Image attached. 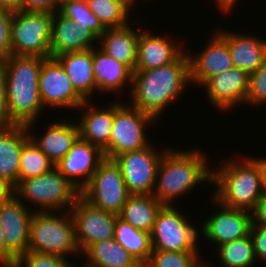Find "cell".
<instances>
[{
    "instance_id": "6da1fadb",
    "label": "cell",
    "mask_w": 266,
    "mask_h": 267,
    "mask_svg": "<svg viewBox=\"0 0 266 267\" xmlns=\"http://www.w3.org/2000/svg\"><path fill=\"white\" fill-rule=\"evenodd\" d=\"M188 85H191L189 57L185 51L170 64L149 70H134L132 86L127 88L131 89L128 103L159 121L164 110L181 98Z\"/></svg>"
},
{
    "instance_id": "d6a6232c",
    "label": "cell",
    "mask_w": 266,
    "mask_h": 267,
    "mask_svg": "<svg viewBox=\"0 0 266 267\" xmlns=\"http://www.w3.org/2000/svg\"><path fill=\"white\" fill-rule=\"evenodd\" d=\"M53 167L54 164L49 158L29 139L22 147L18 183L21 180L43 175Z\"/></svg>"
},
{
    "instance_id": "ba28073f",
    "label": "cell",
    "mask_w": 266,
    "mask_h": 267,
    "mask_svg": "<svg viewBox=\"0 0 266 267\" xmlns=\"http://www.w3.org/2000/svg\"><path fill=\"white\" fill-rule=\"evenodd\" d=\"M177 205H163L151 232L153 250L166 252L199 251L200 232ZM179 209V210H178ZM195 225V226H194Z\"/></svg>"
},
{
    "instance_id": "484cf974",
    "label": "cell",
    "mask_w": 266,
    "mask_h": 267,
    "mask_svg": "<svg viewBox=\"0 0 266 267\" xmlns=\"http://www.w3.org/2000/svg\"><path fill=\"white\" fill-rule=\"evenodd\" d=\"M128 24L118 28H107L98 39V47L134 72L137 59L139 33L144 29Z\"/></svg>"
},
{
    "instance_id": "5b68a950",
    "label": "cell",
    "mask_w": 266,
    "mask_h": 267,
    "mask_svg": "<svg viewBox=\"0 0 266 267\" xmlns=\"http://www.w3.org/2000/svg\"><path fill=\"white\" fill-rule=\"evenodd\" d=\"M28 250L64 258L82 257L76 242L75 223L71 212H33Z\"/></svg>"
},
{
    "instance_id": "44dd1931",
    "label": "cell",
    "mask_w": 266,
    "mask_h": 267,
    "mask_svg": "<svg viewBox=\"0 0 266 267\" xmlns=\"http://www.w3.org/2000/svg\"><path fill=\"white\" fill-rule=\"evenodd\" d=\"M99 37L90 29H80L59 11L53 13L51 23L50 57L93 49ZM96 43V44H95Z\"/></svg>"
},
{
    "instance_id": "f1b7e54d",
    "label": "cell",
    "mask_w": 266,
    "mask_h": 267,
    "mask_svg": "<svg viewBox=\"0 0 266 267\" xmlns=\"http://www.w3.org/2000/svg\"><path fill=\"white\" fill-rule=\"evenodd\" d=\"M82 257L96 267H143L114 238L90 245L82 253Z\"/></svg>"
},
{
    "instance_id": "d4e9b609",
    "label": "cell",
    "mask_w": 266,
    "mask_h": 267,
    "mask_svg": "<svg viewBox=\"0 0 266 267\" xmlns=\"http://www.w3.org/2000/svg\"><path fill=\"white\" fill-rule=\"evenodd\" d=\"M29 139L26 126L0 123V176L14 186L18 184L22 147Z\"/></svg>"
},
{
    "instance_id": "83f0119b",
    "label": "cell",
    "mask_w": 266,
    "mask_h": 267,
    "mask_svg": "<svg viewBox=\"0 0 266 267\" xmlns=\"http://www.w3.org/2000/svg\"><path fill=\"white\" fill-rule=\"evenodd\" d=\"M163 205L151 195H130L118 215L134 228L152 232L158 211Z\"/></svg>"
},
{
    "instance_id": "74e56055",
    "label": "cell",
    "mask_w": 266,
    "mask_h": 267,
    "mask_svg": "<svg viewBox=\"0 0 266 267\" xmlns=\"http://www.w3.org/2000/svg\"><path fill=\"white\" fill-rule=\"evenodd\" d=\"M13 11L0 8V60L12 55L11 47V21Z\"/></svg>"
},
{
    "instance_id": "e575fe53",
    "label": "cell",
    "mask_w": 266,
    "mask_h": 267,
    "mask_svg": "<svg viewBox=\"0 0 266 267\" xmlns=\"http://www.w3.org/2000/svg\"><path fill=\"white\" fill-rule=\"evenodd\" d=\"M59 12L71 19L80 29H90L98 37L105 31L98 18L89 9L86 0L64 2Z\"/></svg>"
},
{
    "instance_id": "b9f144b4",
    "label": "cell",
    "mask_w": 266,
    "mask_h": 267,
    "mask_svg": "<svg viewBox=\"0 0 266 267\" xmlns=\"http://www.w3.org/2000/svg\"><path fill=\"white\" fill-rule=\"evenodd\" d=\"M17 257L7 248L3 232L0 226V266L1 267H15Z\"/></svg>"
},
{
    "instance_id": "3957f363",
    "label": "cell",
    "mask_w": 266,
    "mask_h": 267,
    "mask_svg": "<svg viewBox=\"0 0 266 267\" xmlns=\"http://www.w3.org/2000/svg\"><path fill=\"white\" fill-rule=\"evenodd\" d=\"M251 156H231L212 168L215 189L209 196L225 207L252 212L263 195V186L262 156Z\"/></svg>"
},
{
    "instance_id": "ac0fdd59",
    "label": "cell",
    "mask_w": 266,
    "mask_h": 267,
    "mask_svg": "<svg viewBox=\"0 0 266 267\" xmlns=\"http://www.w3.org/2000/svg\"><path fill=\"white\" fill-rule=\"evenodd\" d=\"M104 158L103 151L98 146L79 137L66 156L54 167L81 191Z\"/></svg>"
},
{
    "instance_id": "9a60e30c",
    "label": "cell",
    "mask_w": 266,
    "mask_h": 267,
    "mask_svg": "<svg viewBox=\"0 0 266 267\" xmlns=\"http://www.w3.org/2000/svg\"><path fill=\"white\" fill-rule=\"evenodd\" d=\"M250 74L233 67L231 70L210 77L200 88H204L206 97L219 112H233L241 105L249 89Z\"/></svg>"
},
{
    "instance_id": "30bf717a",
    "label": "cell",
    "mask_w": 266,
    "mask_h": 267,
    "mask_svg": "<svg viewBox=\"0 0 266 267\" xmlns=\"http://www.w3.org/2000/svg\"><path fill=\"white\" fill-rule=\"evenodd\" d=\"M130 195L119 165L109 158L99 163L93 177L80 191V196L92 206L117 216Z\"/></svg>"
},
{
    "instance_id": "9c48e42d",
    "label": "cell",
    "mask_w": 266,
    "mask_h": 267,
    "mask_svg": "<svg viewBox=\"0 0 266 267\" xmlns=\"http://www.w3.org/2000/svg\"><path fill=\"white\" fill-rule=\"evenodd\" d=\"M53 13L13 11L11 21L12 54L50 58Z\"/></svg>"
},
{
    "instance_id": "603a6c76",
    "label": "cell",
    "mask_w": 266,
    "mask_h": 267,
    "mask_svg": "<svg viewBox=\"0 0 266 267\" xmlns=\"http://www.w3.org/2000/svg\"><path fill=\"white\" fill-rule=\"evenodd\" d=\"M227 41L233 66L249 74L255 72L266 60V39L256 34L216 29ZM236 32V33H235Z\"/></svg>"
},
{
    "instance_id": "8fae6325",
    "label": "cell",
    "mask_w": 266,
    "mask_h": 267,
    "mask_svg": "<svg viewBox=\"0 0 266 267\" xmlns=\"http://www.w3.org/2000/svg\"><path fill=\"white\" fill-rule=\"evenodd\" d=\"M168 148L157 149V146L150 143L143 149L127 152L114 158L131 195L152 194L160 161Z\"/></svg>"
},
{
    "instance_id": "c3c4849f",
    "label": "cell",
    "mask_w": 266,
    "mask_h": 267,
    "mask_svg": "<svg viewBox=\"0 0 266 267\" xmlns=\"http://www.w3.org/2000/svg\"><path fill=\"white\" fill-rule=\"evenodd\" d=\"M121 2H123L125 5H127L131 10L134 11V7L135 5H138V3L141 1V0H119ZM139 1V2H137Z\"/></svg>"
},
{
    "instance_id": "ab89813d",
    "label": "cell",
    "mask_w": 266,
    "mask_h": 267,
    "mask_svg": "<svg viewBox=\"0 0 266 267\" xmlns=\"http://www.w3.org/2000/svg\"><path fill=\"white\" fill-rule=\"evenodd\" d=\"M59 0H21V10L55 13L59 11Z\"/></svg>"
},
{
    "instance_id": "836d02e7",
    "label": "cell",
    "mask_w": 266,
    "mask_h": 267,
    "mask_svg": "<svg viewBox=\"0 0 266 267\" xmlns=\"http://www.w3.org/2000/svg\"><path fill=\"white\" fill-rule=\"evenodd\" d=\"M203 263L201 251L166 252L153 250L148 262L143 267H200Z\"/></svg>"
},
{
    "instance_id": "d590c367",
    "label": "cell",
    "mask_w": 266,
    "mask_h": 267,
    "mask_svg": "<svg viewBox=\"0 0 266 267\" xmlns=\"http://www.w3.org/2000/svg\"><path fill=\"white\" fill-rule=\"evenodd\" d=\"M70 258L28 250L18 259L15 267H71Z\"/></svg>"
},
{
    "instance_id": "8992f818",
    "label": "cell",
    "mask_w": 266,
    "mask_h": 267,
    "mask_svg": "<svg viewBox=\"0 0 266 267\" xmlns=\"http://www.w3.org/2000/svg\"><path fill=\"white\" fill-rule=\"evenodd\" d=\"M15 195L26 206L34 205V212L70 211L80 191L53 167L43 175L21 180L15 186Z\"/></svg>"
},
{
    "instance_id": "1f68e13d",
    "label": "cell",
    "mask_w": 266,
    "mask_h": 267,
    "mask_svg": "<svg viewBox=\"0 0 266 267\" xmlns=\"http://www.w3.org/2000/svg\"><path fill=\"white\" fill-rule=\"evenodd\" d=\"M86 2L105 29L130 24L133 11L123 2L119 0H86Z\"/></svg>"
},
{
    "instance_id": "8d00e7d4",
    "label": "cell",
    "mask_w": 266,
    "mask_h": 267,
    "mask_svg": "<svg viewBox=\"0 0 266 267\" xmlns=\"http://www.w3.org/2000/svg\"><path fill=\"white\" fill-rule=\"evenodd\" d=\"M266 104V60L255 72L250 74L245 106L257 109Z\"/></svg>"
},
{
    "instance_id": "cb8c5ba5",
    "label": "cell",
    "mask_w": 266,
    "mask_h": 267,
    "mask_svg": "<svg viewBox=\"0 0 266 267\" xmlns=\"http://www.w3.org/2000/svg\"><path fill=\"white\" fill-rule=\"evenodd\" d=\"M93 73L98 93H123L124 89L132 86L133 72L123 63L109 56L98 45L92 49Z\"/></svg>"
},
{
    "instance_id": "e0dca14e",
    "label": "cell",
    "mask_w": 266,
    "mask_h": 267,
    "mask_svg": "<svg viewBox=\"0 0 266 267\" xmlns=\"http://www.w3.org/2000/svg\"><path fill=\"white\" fill-rule=\"evenodd\" d=\"M33 212L16 195L0 204V226L5 243L17 258L28 251Z\"/></svg>"
},
{
    "instance_id": "f907efd6",
    "label": "cell",
    "mask_w": 266,
    "mask_h": 267,
    "mask_svg": "<svg viewBox=\"0 0 266 267\" xmlns=\"http://www.w3.org/2000/svg\"><path fill=\"white\" fill-rule=\"evenodd\" d=\"M72 1H80V0H59V2H60V6H61L64 2H72Z\"/></svg>"
},
{
    "instance_id": "2e32d148",
    "label": "cell",
    "mask_w": 266,
    "mask_h": 267,
    "mask_svg": "<svg viewBox=\"0 0 266 267\" xmlns=\"http://www.w3.org/2000/svg\"><path fill=\"white\" fill-rule=\"evenodd\" d=\"M203 48L189 57L190 83L202 86L210 77L231 70L234 66L226 39L215 29Z\"/></svg>"
},
{
    "instance_id": "d6986e66",
    "label": "cell",
    "mask_w": 266,
    "mask_h": 267,
    "mask_svg": "<svg viewBox=\"0 0 266 267\" xmlns=\"http://www.w3.org/2000/svg\"><path fill=\"white\" fill-rule=\"evenodd\" d=\"M146 28L139 33L134 70H149L170 64L186 51L183 45L186 41L177 42L176 38H169L168 34H154L151 29Z\"/></svg>"
},
{
    "instance_id": "681fc988",
    "label": "cell",
    "mask_w": 266,
    "mask_h": 267,
    "mask_svg": "<svg viewBox=\"0 0 266 267\" xmlns=\"http://www.w3.org/2000/svg\"><path fill=\"white\" fill-rule=\"evenodd\" d=\"M79 263H81V267H96V266H93V265L88 264L87 262H85L84 264H83L82 262H79ZM74 264H75V265H74ZM71 267H77V266H76V263L73 262V264H72ZM78 267H80V266L78 265Z\"/></svg>"
},
{
    "instance_id": "ffe728a7",
    "label": "cell",
    "mask_w": 266,
    "mask_h": 267,
    "mask_svg": "<svg viewBox=\"0 0 266 267\" xmlns=\"http://www.w3.org/2000/svg\"><path fill=\"white\" fill-rule=\"evenodd\" d=\"M70 118H72L70 119L72 121H70L69 118H56L53 122L49 124L46 123L47 128L43 131V135L42 133L40 135L34 133L37 132L34 129L36 127V121L26 125L29 138L54 165L66 156L73 144L80 137L79 127L76 123L77 119L73 118V116Z\"/></svg>"
},
{
    "instance_id": "f35d334b",
    "label": "cell",
    "mask_w": 266,
    "mask_h": 267,
    "mask_svg": "<svg viewBox=\"0 0 266 267\" xmlns=\"http://www.w3.org/2000/svg\"><path fill=\"white\" fill-rule=\"evenodd\" d=\"M250 236L257 263H266V225H251Z\"/></svg>"
},
{
    "instance_id": "816d5d0a",
    "label": "cell",
    "mask_w": 266,
    "mask_h": 267,
    "mask_svg": "<svg viewBox=\"0 0 266 267\" xmlns=\"http://www.w3.org/2000/svg\"><path fill=\"white\" fill-rule=\"evenodd\" d=\"M200 267H211L207 262L204 261V263Z\"/></svg>"
},
{
    "instance_id": "7a4b0ae2",
    "label": "cell",
    "mask_w": 266,
    "mask_h": 267,
    "mask_svg": "<svg viewBox=\"0 0 266 267\" xmlns=\"http://www.w3.org/2000/svg\"><path fill=\"white\" fill-rule=\"evenodd\" d=\"M175 148L169 146L157 170L152 195L162 205H175V201L193 192L199 184L208 183L212 187L214 166L210 157L198 147L188 150Z\"/></svg>"
},
{
    "instance_id": "4fadbf2b",
    "label": "cell",
    "mask_w": 266,
    "mask_h": 267,
    "mask_svg": "<svg viewBox=\"0 0 266 267\" xmlns=\"http://www.w3.org/2000/svg\"><path fill=\"white\" fill-rule=\"evenodd\" d=\"M41 101L48 108L77 109L86 101L74 88L62 65L55 58L43 61L39 74Z\"/></svg>"
},
{
    "instance_id": "f6af8a7d",
    "label": "cell",
    "mask_w": 266,
    "mask_h": 267,
    "mask_svg": "<svg viewBox=\"0 0 266 267\" xmlns=\"http://www.w3.org/2000/svg\"><path fill=\"white\" fill-rule=\"evenodd\" d=\"M238 1L239 0H215L213 2L216 4V7H218L219 11L221 10L223 15L229 16L233 13Z\"/></svg>"
},
{
    "instance_id": "f546056e",
    "label": "cell",
    "mask_w": 266,
    "mask_h": 267,
    "mask_svg": "<svg viewBox=\"0 0 266 267\" xmlns=\"http://www.w3.org/2000/svg\"><path fill=\"white\" fill-rule=\"evenodd\" d=\"M114 240L124 247L142 266L153 251L151 233L134 228L121 218H116Z\"/></svg>"
},
{
    "instance_id": "4dcf8cb0",
    "label": "cell",
    "mask_w": 266,
    "mask_h": 267,
    "mask_svg": "<svg viewBox=\"0 0 266 267\" xmlns=\"http://www.w3.org/2000/svg\"><path fill=\"white\" fill-rule=\"evenodd\" d=\"M216 252L219 267H256L257 261L250 234L216 247ZM207 263L215 267L212 262Z\"/></svg>"
},
{
    "instance_id": "7dc6e473",
    "label": "cell",
    "mask_w": 266,
    "mask_h": 267,
    "mask_svg": "<svg viewBox=\"0 0 266 267\" xmlns=\"http://www.w3.org/2000/svg\"><path fill=\"white\" fill-rule=\"evenodd\" d=\"M262 186L263 194H266V157H262Z\"/></svg>"
},
{
    "instance_id": "7c38bea8",
    "label": "cell",
    "mask_w": 266,
    "mask_h": 267,
    "mask_svg": "<svg viewBox=\"0 0 266 267\" xmlns=\"http://www.w3.org/2000/svg\"><path fill=\"white\" fill-rule=\"evenodd\" d=\"M215 212L213 211L208 218L201 222L199 229L200 239L205 238L211 245L218 247L228 242L244 238L250 234L252 225V214L249 211L228 208L221 205L212 196ZM217 206V208H216Z\"/></svg>"
},
{
    "instance_id": "5bb4252c",
    "label": "cell",
    "mask_w": 266,
    "mask_h": 267,
    "mask_svg": "<svg viewBox=\"0 0 266 267\" xmlns=\"http://www.w3.org/2000/svg\"><path fill=\"white\" fill-rule=\"evenodd\" d=\"M75 223L76 242L81 253L90 245L114 238L115 214L92 206L79 196L70 209Z\"/></svg>"
},
{
    "instance_id": "7bdbcfd3",
    "label": "cell",
    "mask_w": 266,
    "mask_h": 267,
    "mask_svg": "<svg viewBox=\"0 0 266 267\" xmlns=\"http://www.w3.org/2000/svg\"><path fill=\"white\" fill-rule=\"evenodd\" d=\"M252 214V225H266V194L256 204Z\"/></svg>"
},
{
    "instance_id": "277c9868",
    "label": "cell",
    "mask_w": 266,
    "mask_h": 267,
    "mask_svg": "<svg viewBox=\"0 0 266 267\" xmlns=\"http://www.w3.org/2000/svg\"><path fill=\"white\" fill-rule=\"evenodd\" d=\"M45 59L12 54L4 60L7 82L6 124L26 126L35 121L40 122L41 114L45 113L43 110L47 111L39 91V74Z\"/></svg>"
},
{
    "instance_id": "7402d4cb",
    "label": "cell",
    "mask_w": 266,
    "mask_h": 267,
    "mask_svg": "<svg viewBox=\"0 0 266 267\" xmlns=\"http://www.w3.org/2000/svg\"><path fill=\"white\" fill-rule=\"evenodd\" d=\"M77 110L80 114L76 121L80 138L103 150L110 140L114 121V102H110V105L104 108L91 100L85 101Z\"/></svg>"
},
{
    "instance_id": "4316f807",
    "label": "cell",
    "mask_w": 266,
    "mask_h": 267,
    "mask_svg": "<svg viewBox=\"0 0 266 267\" xmlns=\"http://www.w3.org/2000/svg\"><path fill=\"white\" fill-rule=\"evenodd\" d=\"M55 59L62 65L75 90L90 101L98 88L93 73L92 49L61 54Z\"/></svg>"
},
{
    "instance_id": "52a82bcc",
    "label": "cell",
    "mask_w": 266,
    "mask_h": 267,
    "mask_svg": "<svg viewBox=\"0 0 266 267\" xmlns=\"http://www.w3.org/2000/svg\"><path fill=\"white\" fill-rule=\"evenodd\" d=\"M117 99L114 102V121L109 144L102 150L104 157L109 159L148 146L151 140L147 133L151 132L147 131L157 122L151 115Z\"/></svg>"
},
{
    "instance_id": "60d3db41",
    "label": "cell",
    "mask_w": 266,
    "mask_h": 267,
    "mask_svg": "<svg viewBox=\"0 0 266 267\" xmlns=\"http://www.w3.org/2000/svg\"><path fill=\"white\" fill-rule=\"evenodd\" d=\"M7 82L4 60H0V123L6 124Z\"/></svg>"
},
{
    "instance_id": "bcb514c9",
    "label": "cell",
    "mask_w": 266,
    "mask_h": 267,
    "mask_svg": "<svg viewBox=\"0 0 266 267\" xmlns=\"http://www.w3.org/2000/svg\"><path fill=\"white\" fill-rule=\"evenodd\" d=\"M0 8L19 11L21 10V0H0Z\"/></svg>"
},
{
    "instance_id": "ee69618b",
    "label": "cell",
    "mask_w": 266,
    "mask_h": 267,
    "mask_svg": "<svg viewBox=\"0 0 266 267\" xmlns=\"http://www.w3.org/2000/svg\"><path fill=\"white\" fill-rule=\"evenodd\" d=\"M15 195V186L5 177L0 176V204Z\"/></svg>"
}]
</instances>
